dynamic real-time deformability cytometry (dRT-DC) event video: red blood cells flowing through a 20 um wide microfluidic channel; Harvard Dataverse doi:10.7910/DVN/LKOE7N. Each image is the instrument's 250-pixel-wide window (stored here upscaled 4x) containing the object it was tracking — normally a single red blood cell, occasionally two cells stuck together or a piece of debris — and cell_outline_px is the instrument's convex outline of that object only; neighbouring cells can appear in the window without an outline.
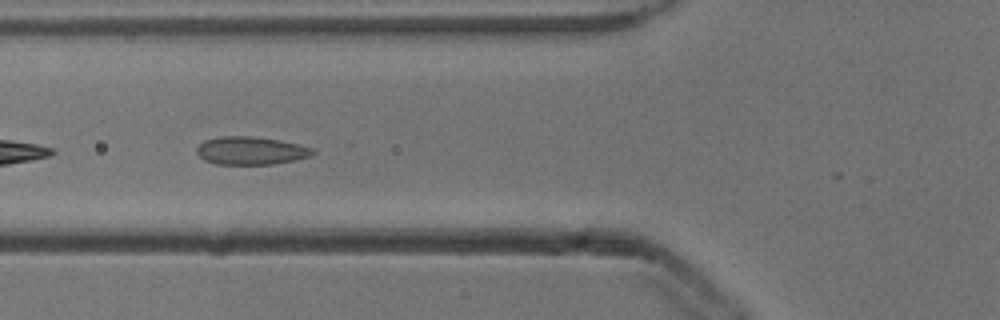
{"species": "common noctule bat (a hibernating species)", "species_latin": "Nyctalus noctula", "temperature_condition": "cold", "stored_images_in_passage": 8, "camera_frame_rate_fps": 3000, "um_per_image_px": 0.085, "animal": {"sex": "male", "body_mass_g": 13.3}, "frame": {"image": 1, "passage_image": 5, "time_ms": 1.333, "image_size_px": [1000, 320], "cell_outline_px": [[316, 152], [308, 156], [292, 160], [272, 164], [216, 164], [204, 160], [196, 152], [196, 148], [204, 140], [220, 136], [252, 136], [280, 140], [300, 144], [312, 148]], "centroid_in_image_um": [21.29, 12.79], "position_along_channel_um": 104.5, "area_um2": 18.84}}